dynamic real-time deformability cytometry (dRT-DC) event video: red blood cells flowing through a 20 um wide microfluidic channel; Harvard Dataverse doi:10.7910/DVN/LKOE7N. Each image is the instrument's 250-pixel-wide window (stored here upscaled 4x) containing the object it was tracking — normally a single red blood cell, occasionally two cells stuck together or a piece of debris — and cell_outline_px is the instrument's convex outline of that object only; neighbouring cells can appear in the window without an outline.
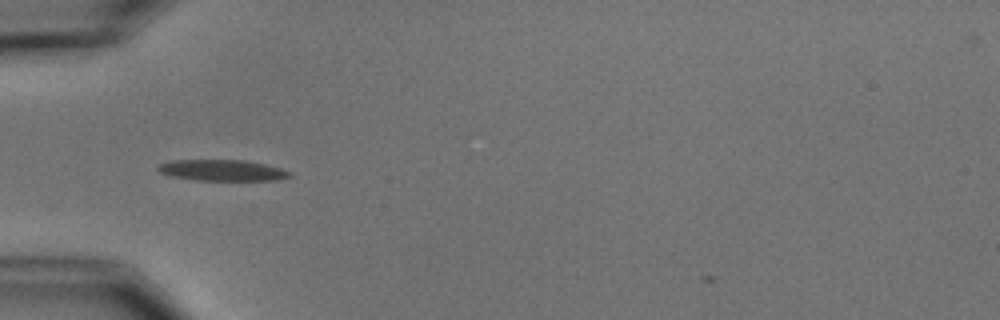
{"species": "common noctule bat (a hibernating species)", "species_latin": "Nyctalus noctula", "temperature_condition": "cold", "stored_images_in_passage": 5, "camera_frame_rate_fps": 3000, "um_per_image_px": 0.085, "animal": {"sex": "male", "body_mass_g": 15.6}, "frame": {"image": 1, "passage_image": 1, "time_ms": 0.0, "image_size_px": [1000, 320], "cell_outline_px": [[292, 176], [276, 180], [196, 180], [172, 176], [160, 172], [156, 168], [160, 164], [168, 160], [244, 160], [264, 164], [280, 168], [292, 172]], "centroid_in_image_um": [18.89, 14.47], "position_along_channel_um": 66.1, "area_um2": 16.13}}
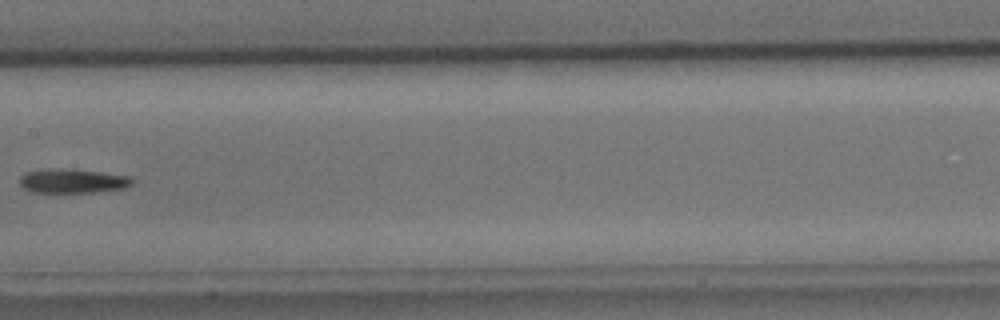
{"frame": {"image": 2, "passage_image": 4, "time_ms": 3.667, "image_size_px": [1000, 320], "cell_outline_px": [[132, 184], [124, 188], [92, 192], [32, 192], [24, 188], [20, 184], [20, 176], [28, 172], [48, 168], [52, 168], [100, 172], [128, 176], [132, 180]], "centroid_in_image_um": [6.13, 15.39], "position_along_channel_um": 201.3, "area_um2": 15.49}}
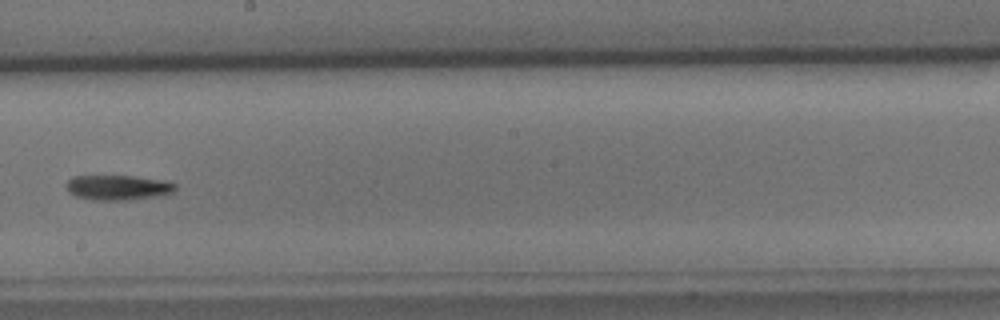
{"frame": {"image": 3, "passage_image": 5, "time_ms": 4.667, "image_size_px": [1000, 320], "cell_outline_px": [[176, 188], [172, 192], [156, 196], [128, 200], [92, 200], [76, 196], [68, 192], [68, 180], [76, 176], [132, 176], [164, 180], [176, 184]], "centroid_in_image_um": [10.03, 15.94], "position_along_channel_um": 238.2, "area_um2": 15.66}}